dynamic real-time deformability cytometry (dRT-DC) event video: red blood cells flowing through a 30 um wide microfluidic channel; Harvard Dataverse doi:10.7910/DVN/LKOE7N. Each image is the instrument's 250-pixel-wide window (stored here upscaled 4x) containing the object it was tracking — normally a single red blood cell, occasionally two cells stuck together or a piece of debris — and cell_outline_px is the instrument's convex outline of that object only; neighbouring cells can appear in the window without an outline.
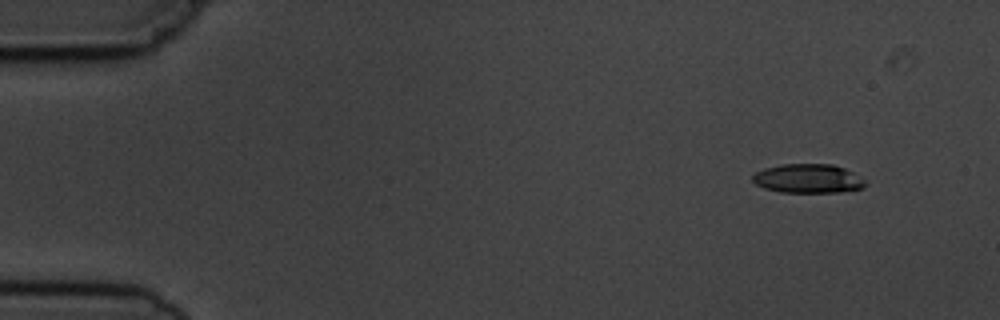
{"species": "common noctule bat (a hibernating species)", "species_latin": "Nyctalus noctula", "temperature_condition": "cold", "stored_images_in_passage": 4, "camera_frame_rate_fps": 3000, "um_per_image_px": 0.085, "animal": {"sex": "male", "body_mass_g": 19.5, "forearm_length_mm": 54.6}, "frame": {"image": 1, "passage_image": 1, "time_ms": 0.0, "image_size_px": [1000, 320], "cell_outline_px": [[868, 184], [864, 188], [840, 192], [780, 192], [764, 188], [756, 184], [752, 180], [752, 176], [756, 172], [764, 168], [780, 164], [832, 164], [844, 168], [852, 172], [864, 180]], "centroid_in_image_um": [68.68, 15.18], "position_along_channel_um": 16.3, "area_um2": 19.13}}
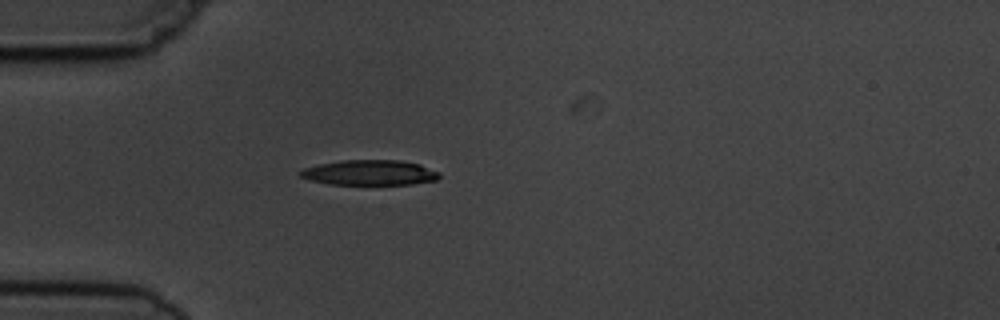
{"frame": {"image": 2, "passage_image": 4, "time_ms": 3.667, "image_size_px": [1000, 320], "cell_outline_px": [[440, 176], [436, 180], [412, 184], [328, 184], [308, 180], [300, 176], [300, 172], [304, 168], [320, 164], [340, 160], [400, 160], [420, 164], [440, 172]], "centroid_in_image_um": [31.43, 14.67], "position_along_channel_um": 53.6, "area_um2": 20.4}}